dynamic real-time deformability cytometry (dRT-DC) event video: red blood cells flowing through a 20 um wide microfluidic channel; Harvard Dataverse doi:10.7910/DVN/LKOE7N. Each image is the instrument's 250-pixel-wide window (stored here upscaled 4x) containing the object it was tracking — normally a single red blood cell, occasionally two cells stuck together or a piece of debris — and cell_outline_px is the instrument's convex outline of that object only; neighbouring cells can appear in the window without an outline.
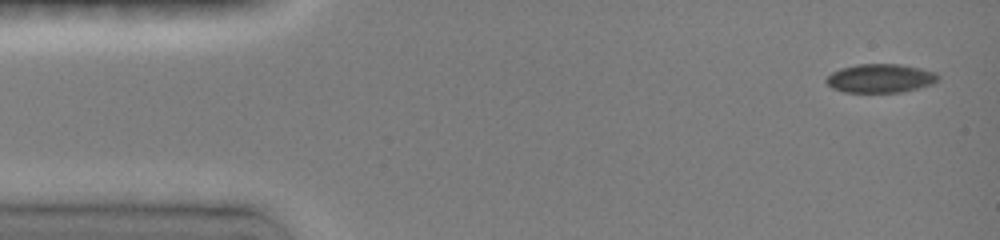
{"species": "common noctule bat (a hibernating species)", "species_latin": "Nyctalus noctula", "temperature_condition": "room temperature", "stored_images_in_passage": 5, "camera_frame_rate_fps": 3000, "um_per_image_px": 0.085, "animal": {"sex": "female", "body_mass_g": 19.0, "forearm_length_mm": 51.5}, "frame": {"image": 1, "passage_image": 1, "time_ms": 0.0, "image_size_px": [1000, 240], "cell_outline_px": [[940, 76], [932, 84], [900, 92], [844, 92], [832, 88], [824, 80], [832, 72], [840, 68], [856, 64], [900, 64], [920, 68], [936, 72]], "centroid_in_image_um": [74.8, 6.65], "position_along_channel_um": 10.2, "area_um2": 18.67}}
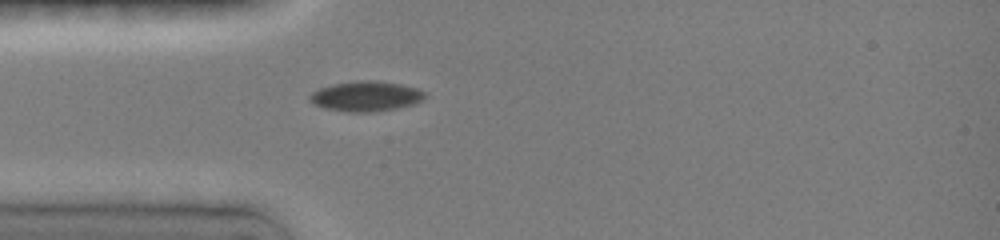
{"frame": {"image": 2, "passage_image": 5, "time_ms": 3.667, "image_size_px": [1000, 240], "cell_outline_px": [[424, 100], [416, 104], [376, 112], [348, 112], [324, 108], [308, 100], [308, 96], [312, 92], [320, 88], [336, 84], [368, 80], [400, 84], [416, 88], [424, 92]], "centroid_in_image_um": [31.12, 8.2], "position_along_channel_um": 53.9, "area_um2": 19.94}}